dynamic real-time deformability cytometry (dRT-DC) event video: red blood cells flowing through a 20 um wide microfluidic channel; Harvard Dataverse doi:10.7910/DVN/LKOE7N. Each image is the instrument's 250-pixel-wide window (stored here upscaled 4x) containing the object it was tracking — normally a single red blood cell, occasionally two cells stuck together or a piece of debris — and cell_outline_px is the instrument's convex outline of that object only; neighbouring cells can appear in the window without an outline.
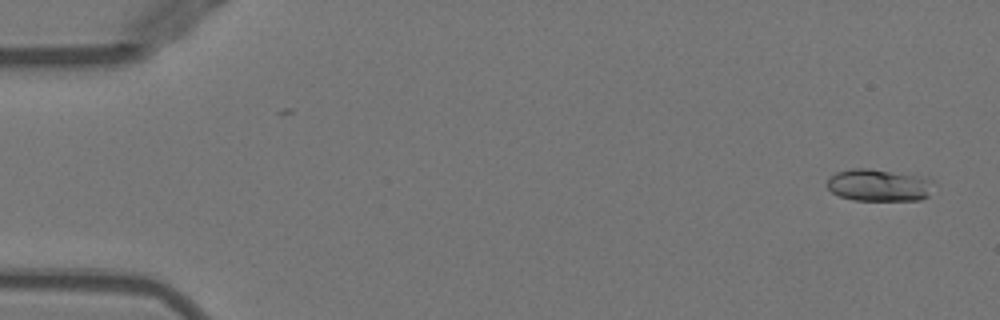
{"species": "Egyptian fruit bat (a non-hibernating species)", "species_latin": "Rousettus aegyptiacus", "temperature_condition": "warm", "stored_images_in_passage": 51, "camera_frame_rate_fps": 3000, "um_per_image_px": 0.085, "animal": {"sex": "female"}, "frame": {"image": 1, "passage_image": 2, "time_ms": 0.333, "image_size_px": [1000, 320], "cell_outline_px": [[932, 180], [928, 196], [920, 200], [852, 200], [840, 196], [832, 192], [828, 188], [828, 180], [836, 172], [852, 168], [868, 168], [920, 176]], "centroid_in_image_um": [74.67, 15.74], "position_along_channel_um": 10.3, "area_um2": 19.71}}
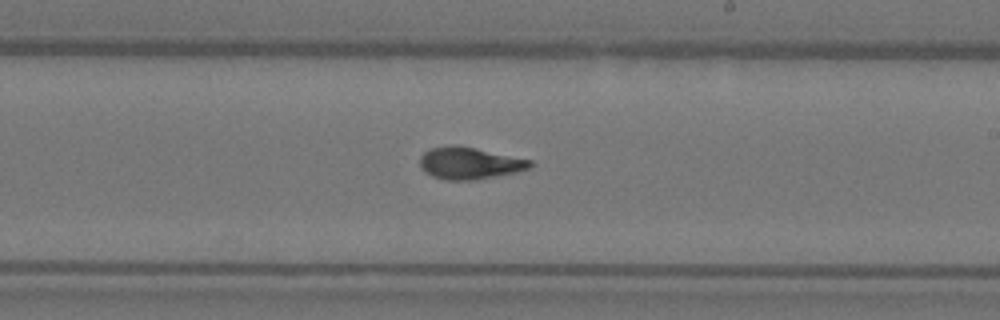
{"frame": {"image": 2, "passage_image": 30, "time_ms": 9.667, "image_size_px": [1000, 320], "cell_outline_px": [[536, 164], [532, 168], [516, 172], [472, 180], [444, 180], [432, 176], [424, 172], [420, 168], [420, 156], [424, 152], [432, 148], [452, 144], [456, 144], [532, 160]], "centroid_in_image_um": [39.91, 13.87], "position_along_channel_um": 249.1, "area_um2": 20.69}}
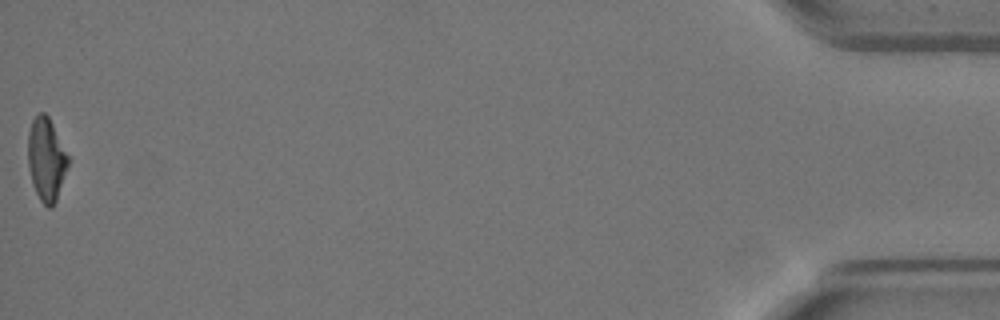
{"frame": {"image": 3, "passage_image": 51, "time_ms": 16.667, "image_size_px": [1000, 320], "cell_outline_px": [[68, 164], [56, 200], [52, 208], [48, 208], [40, 200], [32, 184], [28, 164], [28, 132], [32, 120], [40, 112], [44, 112], [48, 116], [68, 156]], "centroid_in_image_um": [3.91, 13.55], "position_along_channel_um": 431.3, "area_um2": 19.07}, "authors_computed_cell_mechanics": {"area_um2": 19.8254, "velocity_mm_per_s": 3.9764, "shape_relaxation_time_tau1_ms": 6.2811, "shape_relaxation_time_tau2_ms": 1.5421, "deformation_change_tau1": 0.2359, "deformation_change_tau2": 0.085}}